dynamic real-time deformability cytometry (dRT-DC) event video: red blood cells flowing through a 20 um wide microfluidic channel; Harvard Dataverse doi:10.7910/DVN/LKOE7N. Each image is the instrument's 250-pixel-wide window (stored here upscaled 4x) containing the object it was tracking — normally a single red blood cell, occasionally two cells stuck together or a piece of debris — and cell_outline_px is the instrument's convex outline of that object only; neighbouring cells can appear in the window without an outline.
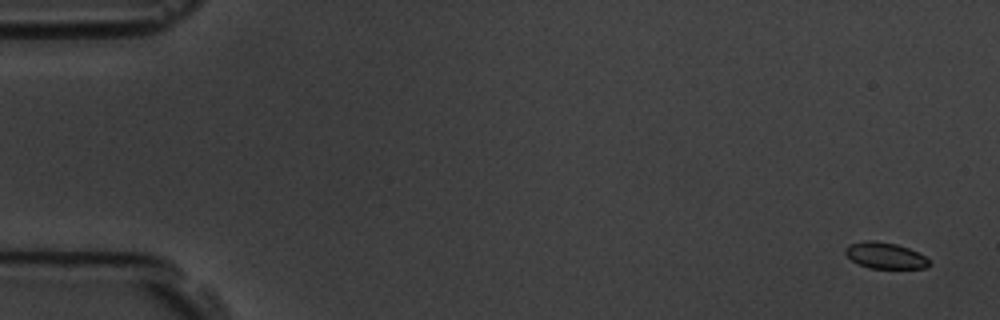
{"species": "common noctule bat (a hibernating species)", "species_latin": "Nyctalus noctula", "temperature_condition": "room temperature", "stored_images_in_passage": 5, "camera_frame_rate_fps": 3000, "um_per_image_px": 0.085, "animal": {"sex": "male", "body_mass_g": 19.5, "forearm_length_mm": 54.6}, "frame": {"image": 1, "passage_image": 1, "time_ms": 0.0, "image_size_px": [1000, 320], "cell_outline_px": [[932, 264], [924, 268], [868, 268], [852, 260], [844, 252], [844, 248], [848, 244], [868, 240], [876, 240], [896, 244], [908, 248], [924, 256]], "centroid_in_image_um": [75.21, 21.71], "position_along_channel_um": 9.8, "area_um2": 12.72}}
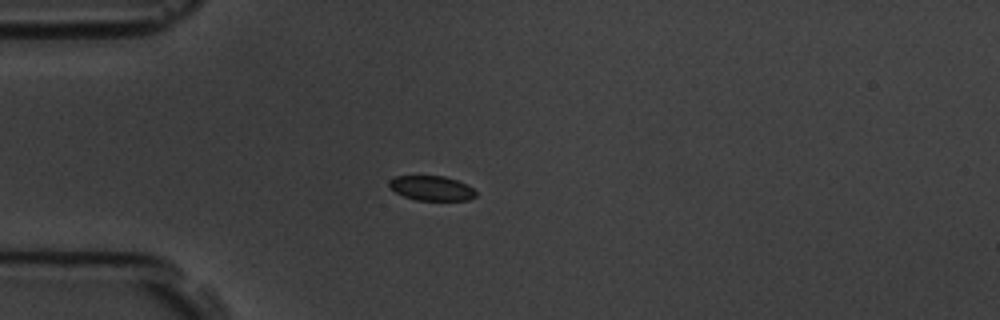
{"frame": {"image": 2, "passage_image": 4, "time_ms": 4.333, "image_size_px": [1000, 320], "cell_outline_px": [[476, 196], [468, 200], [416, 200], [404, 196], [396, 192], [388, 184], [388, 180], [396, 176], [444, 176], [468, 184], [476, 192]], "centroid_in_image_um": [36.69, 15.99], "position_along_channel_um": 48.3, "area_um2": 12.43}}